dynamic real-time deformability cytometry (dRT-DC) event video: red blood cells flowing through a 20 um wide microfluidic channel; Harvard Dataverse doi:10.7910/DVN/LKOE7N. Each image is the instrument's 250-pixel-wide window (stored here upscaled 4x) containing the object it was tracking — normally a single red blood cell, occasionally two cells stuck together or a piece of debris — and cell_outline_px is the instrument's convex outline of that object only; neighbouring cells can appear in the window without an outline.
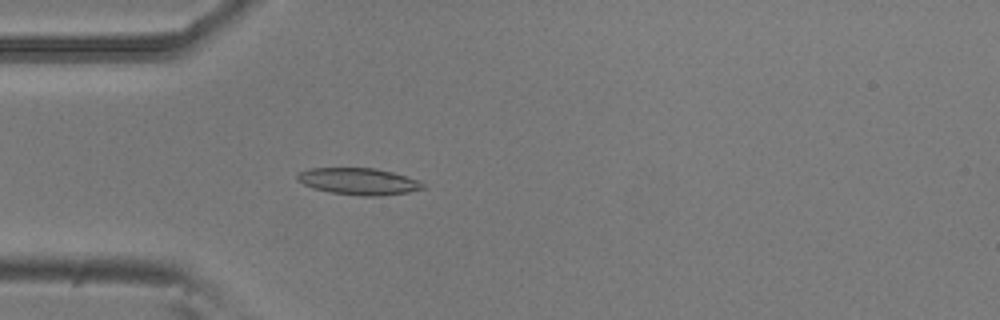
{"species": "common noctule bat (a hibernating species)", "species_latin": "Nyctalus noctula", "temperature_condition": "room temperature", "stored_images_in_passage": 42, "camera_frame_rate_fps": 3000, "um_per_image_px": 0.085, "animal": {"sex": "male", "body_mass_g": 20.5, "forearm_length_mm": 52.5}, "frame": {"image": 1, "passage_image": 9, "time_ms": 2.667, "image_size_px": [1000, 320], "cell_outline_px": [[424, 188], [408, 192], [380, 196], [360, 196], [332, 192], [312, 188], [296, 180], [296, 176], [300, 172], [312, 168], [376, 168], [392, 172], [420, 180], [424, 184]], "centroid_in_image_um": [30.5, 15.42], "position_along_channel_um": 54.5, "area_um2": 19.54}}
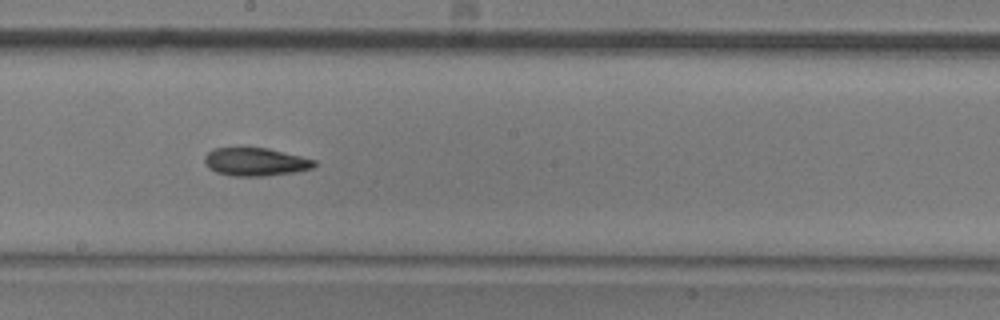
{"frame": {"image": 2, "passage_image": 23, "time_ms": 7.333, "image_size_px": [1000, 320], "cell_outline_px": [[316, 164], [312, 168], [296, 172], [264, 176], [232, 176], [216, 172], [208, 168], [204, 164], [204, 156], [212, 148], [268, 148], [316, 160]], "centroid_in_image_um": [21.69, 13.76], "position_along_channel_um": 226.5, "area_um2": 18.03}}
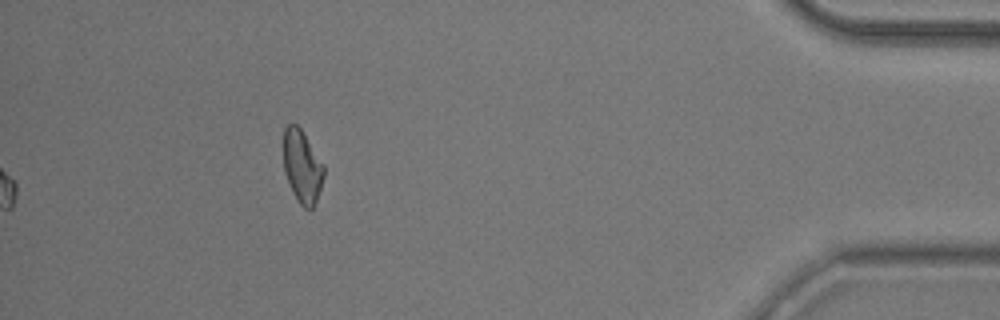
{"frame": {"image": 3, "passage_image": 42, "time_ms": 13.667, "image_size_px": [1000, 320], "cell_outline_px": [[324, 176], [316, 200], [312, 208], [304, 208], [300, 204], [292, 192], [284, 172], [284, 128], [288, 124], [296, 124], [300, 128], [324, 164]], "centroid_in_image_um": [25.68, 14.15], "position_along_channel_um": 409.5, "area_um2": 16.94}, "authors_computed_cell_mechanics": {"area_um2": 17.9469, "velocity_mm_per_s": 3.7808, "shape_relaxation_time_tau1_ms": 5.5601, "shape_relaxation_time_tau2_ms": 10.1454, "deformation_change_tau1": 0.1308, "deformation_change_tau2": 0.1863}}